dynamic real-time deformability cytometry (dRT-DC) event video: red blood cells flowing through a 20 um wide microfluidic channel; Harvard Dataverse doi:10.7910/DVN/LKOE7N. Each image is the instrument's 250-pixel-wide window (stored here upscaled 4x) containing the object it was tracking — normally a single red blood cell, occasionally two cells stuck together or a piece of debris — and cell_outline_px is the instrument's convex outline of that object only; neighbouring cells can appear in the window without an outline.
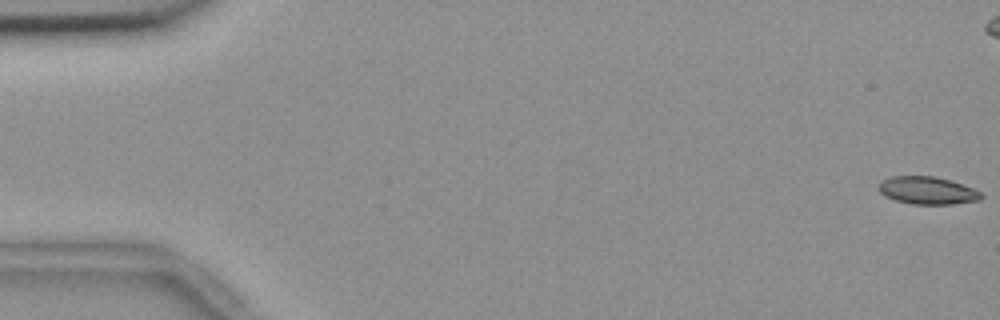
{"species": "common noctule bat (a hibernating species)", "species_latin": "Nyctalus noctula", "temperature_condition": "room temperature", "stored_images_in_passage": 57, "camera_frame_rate_fps": 3000, "um_per_image_px": 0.085, "animal": {"sex": "female", "body_mass_g": 18.4}, "frame": {"image": 1, "passage_image": 1, "time_ms": 0.0, "image_size_px": [1000, 320], "cell_outline_px": [[984, 196], [980, 200], [952, 204], [912, 204], [896, 200], [884, 196], [880, 192], [880, 180], [892, 176], [936, 176], [952, 180], [972, 188], [980, 192]], "centroid_in_image_um": [78.84, 16.18], "position_along_channel_um": 6.2, "area_um2": 16.53}}
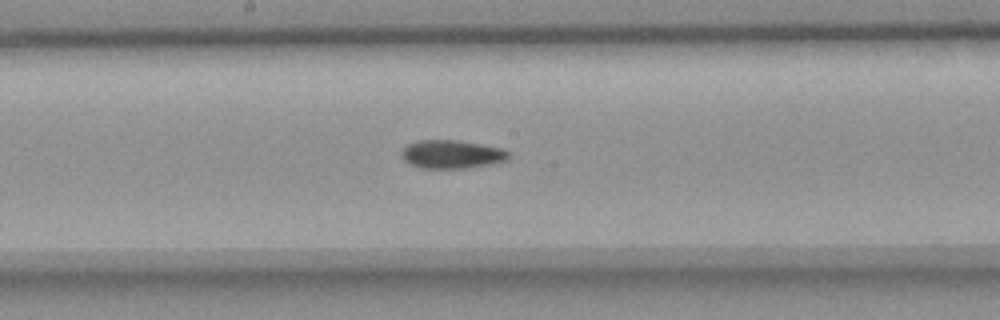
{"frame": {"image": 2, "passage_image": 30, "time_ms": 9.667, "image_size_px": [1000, 320], "cell_outline_px": [[508, 160], [492, 164], [468, 168], [420, 168], [404, 160], [404, 148], [408, 144], [416, 140], [456, 140], [480, 144], [500, 148], [508, 152]], "centroid_in_image_um": [38.42, 13.12], "position_along_channel_um": 209.8, "area_um2": 17.46}}
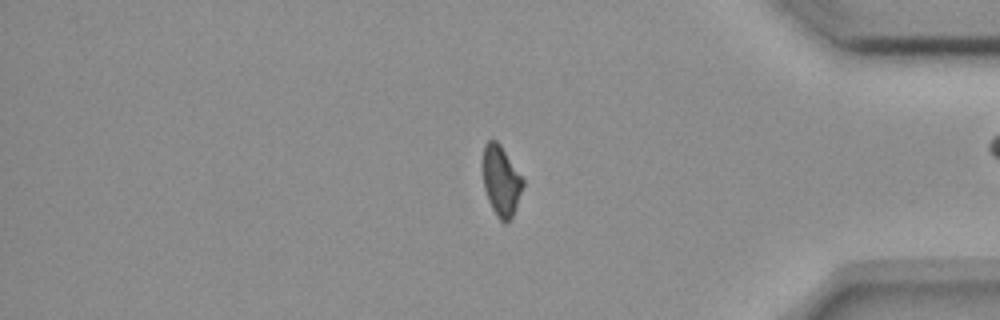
{"frame": {"image": 3, "passage_image": 47, "time_ms": 15.333, "image_size_px": [1000, 320], "cell_outline_px": [[524, 184], [512, 216], [504, 224], [496, 216], [488, 200], [484, 188], [484, 144], [488, 140], [496, 140], [500, 144], [524, 180]], "centroid_in_image_um": [42.6, 15.38], "position_along_channel_um": 392.6, "area_um2": 16.01}}